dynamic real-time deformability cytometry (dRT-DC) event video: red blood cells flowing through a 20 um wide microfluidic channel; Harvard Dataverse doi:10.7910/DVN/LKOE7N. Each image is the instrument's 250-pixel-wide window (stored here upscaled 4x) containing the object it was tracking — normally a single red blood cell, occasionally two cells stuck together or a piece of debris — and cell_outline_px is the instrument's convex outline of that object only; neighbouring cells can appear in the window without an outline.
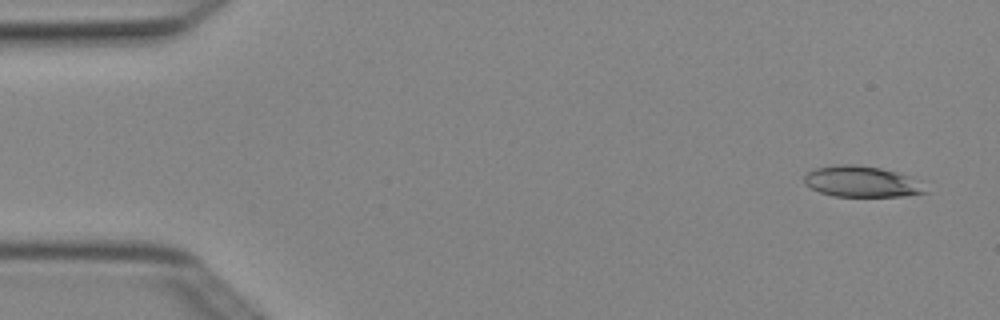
{"species": "Egyptian fruit bat (a non-hibernating species)", "species_latin": "Rousettus aegyptiacus", "temperature_condition": "cold", "stored_images_in_passage": 4, "camera_frame_rate_fps": 3000, "um_per_image_px": 0.085, "animal": {"sex": "female"}, "frame": {"image": 1, "passage_image": 1, "time_ms": 0.0, "image_size_px": [1000, 320], "cell_outline_px": [[928, 192], [904, 196], [832, 196], [820, 192], [804, 184], [804, 176], [808, 172], [816, 168], [840, 164], [852, 164], [880, 168], [928, 180]], "centroid_in_image_um": [73.38, 15.44], "position_along_channel_um": 11.6, "area_um2": 22.37}}
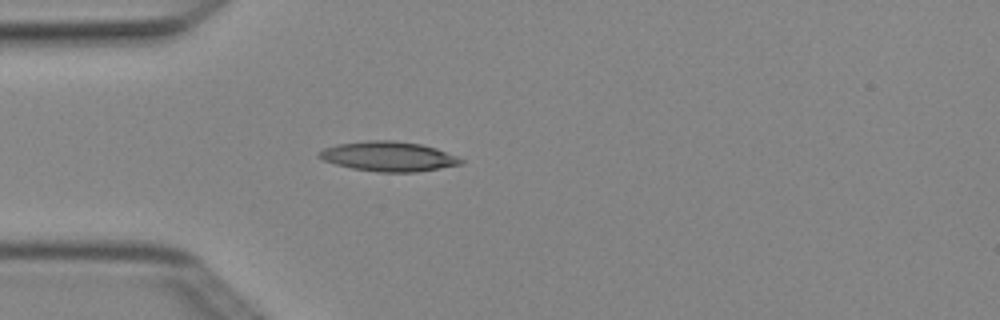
{"frame": {"image": 2, "passage_image": 4, "time_ms": 1.0, "image_size_px": [1000, 320], "cell_outline_px": [[464, 164], [416, 172], [380, 172], [352, 168], [336, 164], [324, 160], [316, 156], [316, 152], [324, 148], [336, 144], [368, 140], [392, 140], [420, 144], [436, 148], [456, 156], [464, 160]], "centroid_in_image_um": [33.0, 13.29], "position_along_channel_um": 52.0, "area_um2": 24.62}}